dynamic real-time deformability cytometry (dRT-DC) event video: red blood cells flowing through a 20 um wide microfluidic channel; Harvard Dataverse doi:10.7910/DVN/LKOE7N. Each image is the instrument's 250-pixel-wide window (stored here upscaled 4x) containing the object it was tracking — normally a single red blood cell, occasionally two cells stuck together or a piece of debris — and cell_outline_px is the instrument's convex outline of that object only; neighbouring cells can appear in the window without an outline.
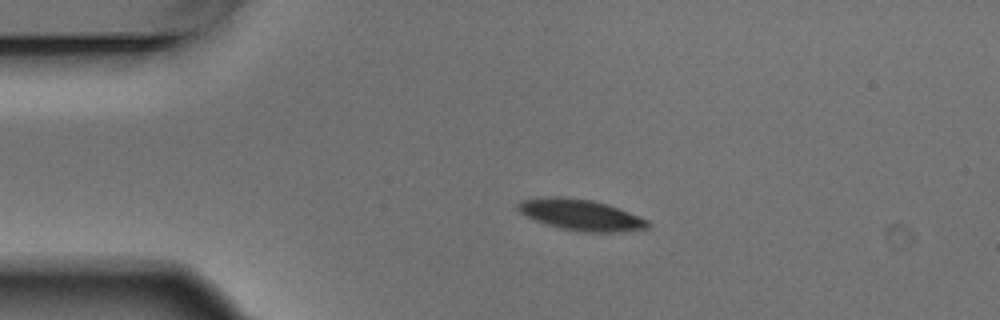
{"species": "Egyptian fruit bat (a non-hibernating species)", "species_latin": "Rousettus aegyptiacus", "temperature_condition": "warm", "stored_images_in_passage": 2, "camera_frame_rate_fps": 3000, "um_per_image_px": 0.085, "animal": {"sex": "male"}, "frame": {"image": 1, "passage_image": 1, "time_ms": 0.0, "image_size_px": [1000, 320], "cell_outline_px": [[648, 228], [616, 232], [580, 232], [560, 228], [536, 220], [520, 212], [516, 208], [516, 204], [520, 200], [548, 196], [560, 196], [592, 200], [608, 204], [648, 220]], "centroid_in_image_um": [49.33, 18.25], "position_along_channel_um": 35.7, "area_um2": 23.35}}